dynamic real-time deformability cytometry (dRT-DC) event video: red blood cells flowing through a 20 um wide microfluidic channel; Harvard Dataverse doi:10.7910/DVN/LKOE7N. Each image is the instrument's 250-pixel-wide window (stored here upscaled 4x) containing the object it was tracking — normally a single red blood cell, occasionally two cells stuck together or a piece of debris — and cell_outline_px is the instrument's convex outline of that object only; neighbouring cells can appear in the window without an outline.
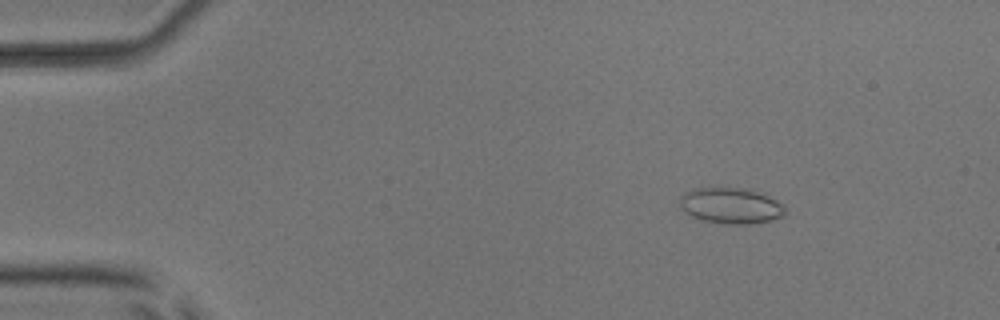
{"species": "common noctule bat (a hibernating species)", "species_latin": "Nyctalus noctula", "temperature_condition": "room temperature", "stored_images_in_passage": 7, "camera_frame_rate_fps": 3000, "um_per_image_px": 0.085, "animal": {"sex": "male", "body_mass_g": 17.9, "forearm_length_mm": 54.2}, "frame": {"image": 1, "passage_image": 3, "time_ms": 2.333, "image_size_px": [1000, 320], "cell_outline_px": [[784, 216], [772, 220], [748, 224], [724, 224], [700, 220], [684, 212], [680, 208], [680, 196], [684, 192], [692, 188], [724, 184], [752, 188], [764, 192], [784, 204]], "centroid_in_image_um": [62.11, 17.41], "position_along_channel_um": 22.9, "area_um2": 23.47}}
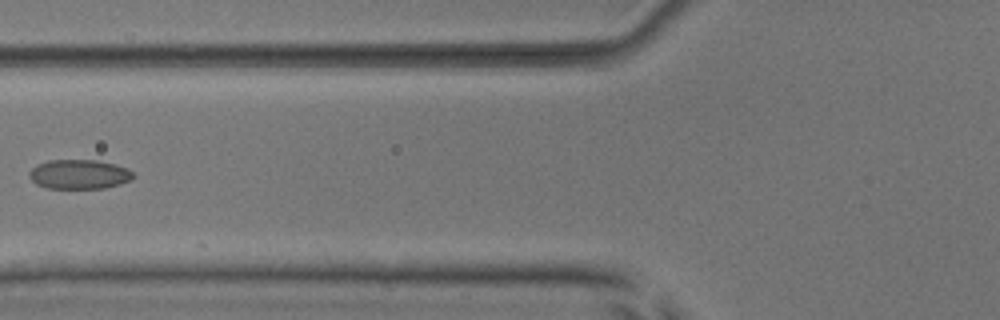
{"frame": {"image": 2, "passage_image": 7, "time_ms": 7.0, "image_size_px": [1000, 320], "cell_outline_px": [[136, 176], [132, 180], [120, 184], [104, 188], [48, 188], [36, 184], [28, 176], [28, 172], [36, 164], [48, 160], [96, 160], [128, 168]], "centroid_in_image_um": [6.72, 14.81], "position_along_channel_um": 119.1, "area_um2": 17.92}}